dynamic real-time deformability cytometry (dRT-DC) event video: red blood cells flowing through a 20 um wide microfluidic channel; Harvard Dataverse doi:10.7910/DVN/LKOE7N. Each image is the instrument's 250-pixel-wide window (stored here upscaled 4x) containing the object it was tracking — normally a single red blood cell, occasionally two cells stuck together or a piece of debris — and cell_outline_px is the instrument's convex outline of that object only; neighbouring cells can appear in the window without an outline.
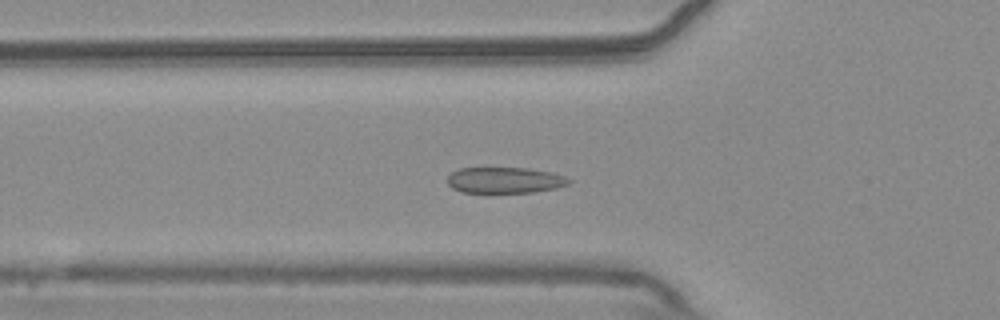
{"species": "common noctule bat (a hibernating species)", "species_latin": "Nyctalus noctula", "temperature_condition": "warm", "stored_images_in_passage": 55, "camera_frame_rate_fps": 3000, "um_per_image_px": 0.085, "animal": {"sex": "male", "body_mass_g": 20.4}, "frame": {"image": 1, "passage_image": 19, "time_ms": 6.0, "image_size_px": [1000, 320], "cell_outline_px": [[572, 180], [568, 184], [556, 188], [532, 192], [460, 192], [452, 188], [448, 184], [448, 176], [452, 172], [460, 168], [528, 168], [552, 172], [564, 176]], "centroid_in_image_um": [42.91, 15.31], "position_along_channel_um": 82.9, "area_um2": 18.32}}
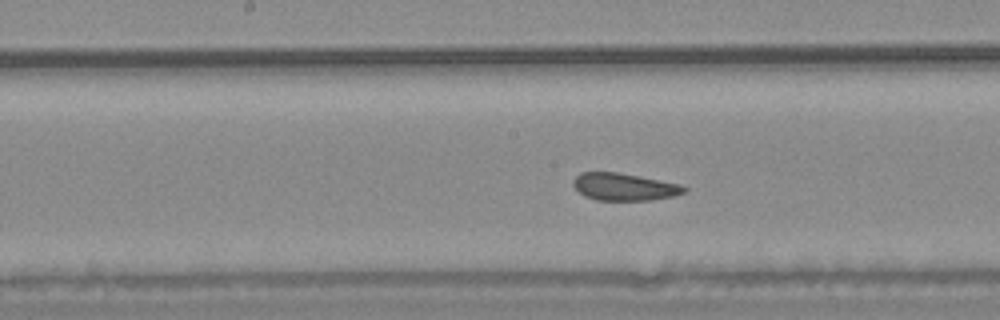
{"frame": {"image": 2, "passage_image": 28, "time_ms": 9.0, "image_size_px": [1000, 320], "cell_outline_px": [[688, 192], [676, 196], [652, 200], [596, 200], [584, 196], [572, 184], [572, 180], [580, 172], [616, 172], [640, 176], [680, 184], [688, 188]], "centroid_in_image_um": [53.09, 15.88], "position_along_channel_um": 195.1, "area_um2": 17.86}}
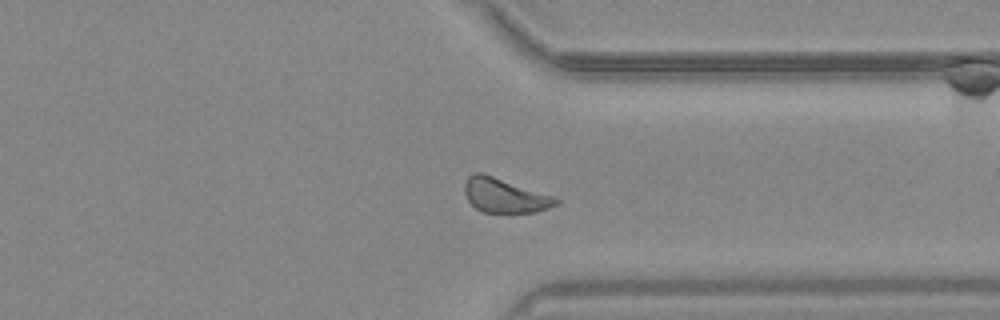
{"frame": {"image": 3, "passage_image": 42, "time_ms": 13.667, "image_size_px": [1000, 320], "cell_outline_px": [[560, 200], [556, 204], [548, 208], [536, 212], [484, 212], [476, 208], [468, 200], [464, 192], [464, 184], [468, 176], [476, 172], [484, 172], [556, 196]], "centroid_in_image_um": [42.91, 16.58], "position_along_channel_um": 368.5, "area_um2": 18.55}, "authors_computed_cell_mechanics": {"area_um2": 18.9006, "velocity_mm_per_s": 3.7242, "shape_relaxation_time_tau1_ms": 5.9389, "shape_relaxation_time_tau2_ms": 1.1441, "deformation_change_tau1": 0.111, "deformation_change_tau2": 0.0781}}